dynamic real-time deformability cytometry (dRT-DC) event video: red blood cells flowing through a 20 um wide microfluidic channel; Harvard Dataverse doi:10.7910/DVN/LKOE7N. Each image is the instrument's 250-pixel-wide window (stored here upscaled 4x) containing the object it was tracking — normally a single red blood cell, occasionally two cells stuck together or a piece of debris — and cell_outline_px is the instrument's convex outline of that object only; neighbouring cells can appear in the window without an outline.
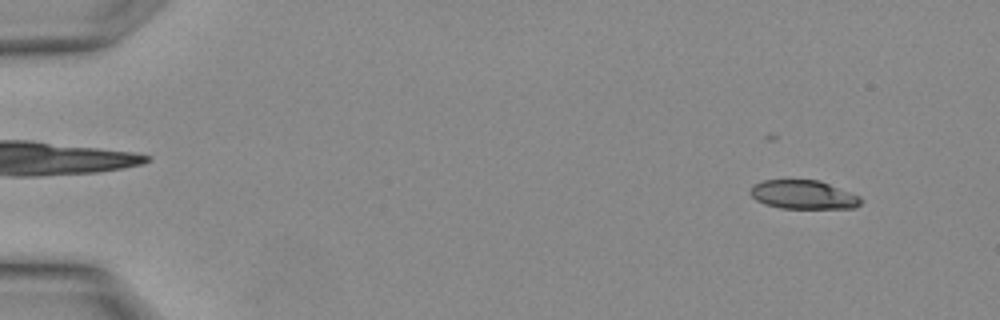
{"species": "Egyptian fruit bat (a non-hibernating species)", "species_latin": "Rousettus aegyptiacus", "temperature_condition": "warm", "stored_images_in_passage": 17, "camera_frame_rate_fps": 3000, "um_per_image_px": 0.085, "animal": {"sex": "female"}, "frame": {"image": 1, "passage_image": 4, "time_ms": 1.0, "image_size_px": [1000, 320], "cell_outline_px": [[860, 204], [856, 208], [780, 208], [764, 204], [756, 200], [748, 192], [752, 184], [764, 180], [820, 180], [860, 196]], "centroid_in_image_um": [68.24, 16.54], "position_along_channel_um": 16.8, "area_um2": 18.61}}
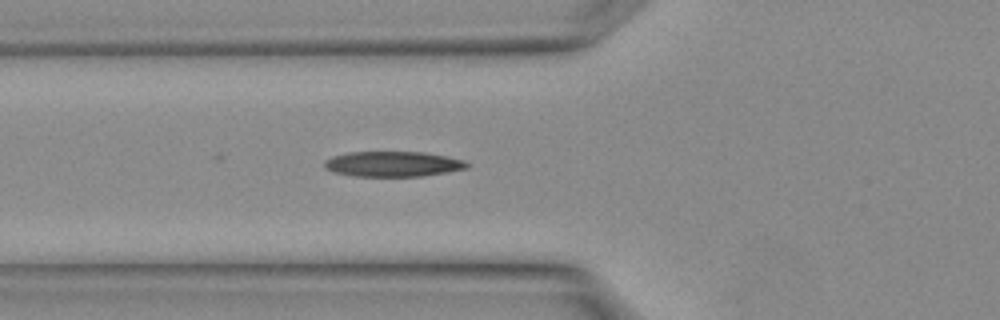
{"frame": {"image": 2, "passage_image": 13, "time_ms": 4.0, "image_size_px": [1000, 320], "cell_outline_px": [[468, 168], [448, 172], [420, 176], [352, 176], [332, 172], [324, 168], [324, 160], [332, 156], [348, 152], [424, 152], [444, 156], [460, 160], [468, 164]], "centroid_in_image_um": [33.31, 13.94], "position_along_channel_um": 92.5, "area_um2": 20.92}}
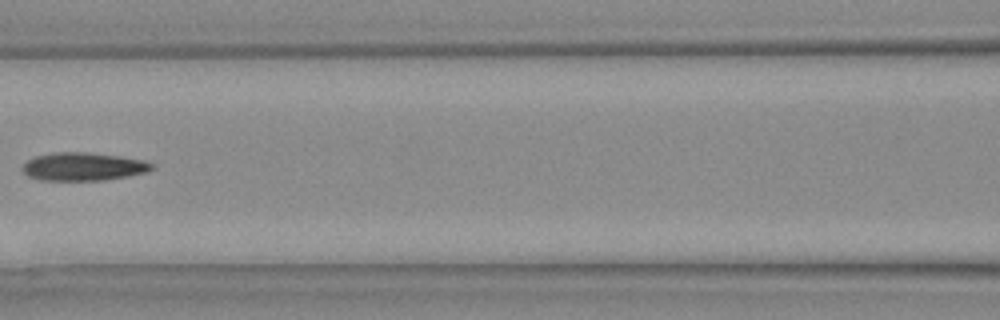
{"frame": {"image": 3, "passage_image": 16, "time_ms": 5.0, "image_size_px": [1000, 320], "cell_outline_px": [[156, 168], [148, 172], [128, 176], [104, 180], [44, 180], [28, 176], [20, 168], [28, 160], [36, 156], [56, 152], [84, 152], [120, 156], [144, 160], [152, 164]], "centroid_in_image_um": [7.11, 14.16], "position_along_channel_um": 159.5, "area_um2": 21.15}}